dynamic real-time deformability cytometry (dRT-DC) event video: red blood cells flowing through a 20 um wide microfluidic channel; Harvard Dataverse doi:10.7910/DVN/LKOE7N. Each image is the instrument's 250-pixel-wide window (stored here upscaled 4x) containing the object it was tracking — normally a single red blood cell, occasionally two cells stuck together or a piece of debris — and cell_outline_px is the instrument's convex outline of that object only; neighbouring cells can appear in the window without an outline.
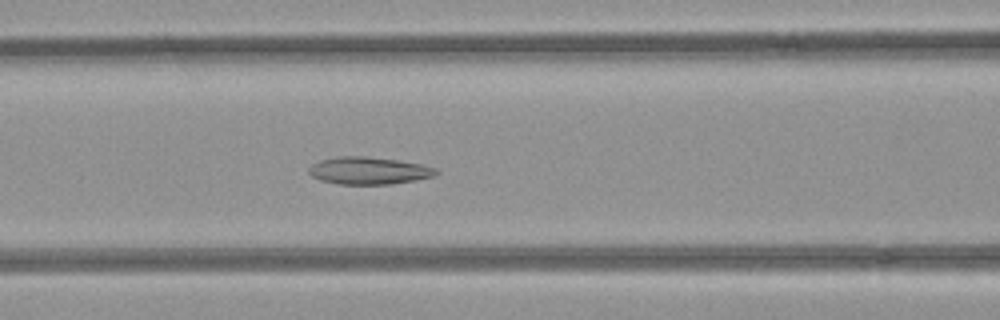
{"species": "common noctule bat (a hibernating species)", "species_latin": "Nyctalus noctula", "temperature_condition": "room temperature", "stored_images_in_passage": 51, "camera_frame_rate_fps": 3000, "um_per_image_px": 0.085, "animal": {"sex": "female", "body_mass_g": 21.9}, "frame": {"image": 1, "passage_image": 21, "time_ms": 6.667, "image_size_px": [1000, 320], "cell_outline_px": [[440, 172], [432, 176], [416, 180], [392, 184], [340, 184], [320, 180], [312, 176], [308, 172], [308, 168], [312, 164], [320, 160], [336, 156], [364, 156], [396, 160], [420, 164], [436, 168]], "centroid_in_image_um": [31.32, 14.5], "position_along_channel_um": 135.3, "area_um2": 20.23}}
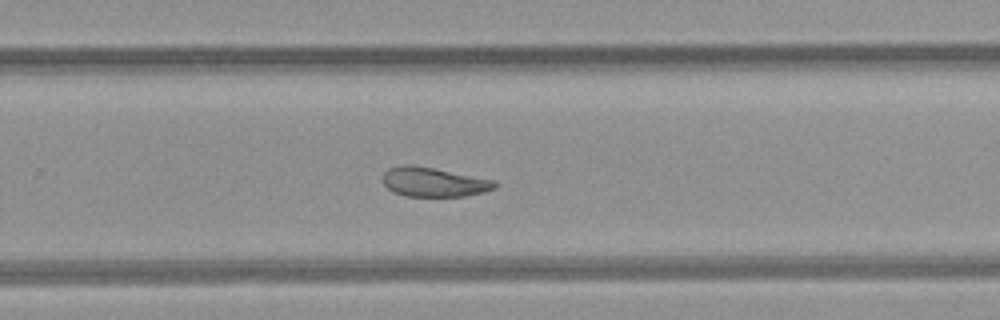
{"frame": {"image": 2, "passage_image": 33, "time_ms": 10.667, "image_size_px": [1000, 320], "cell_outline_px": [[496, 188], [484, 192], [464, 196], [404, 196], [392, 192], [384, 184], [384, 172], [388, 168], [400, 164], [412, 164], [496, 180]], "centroid_in_image_um": [36.86, 15.47], "position_along_channel_um": 292.9, "area_um2": 19.25}}
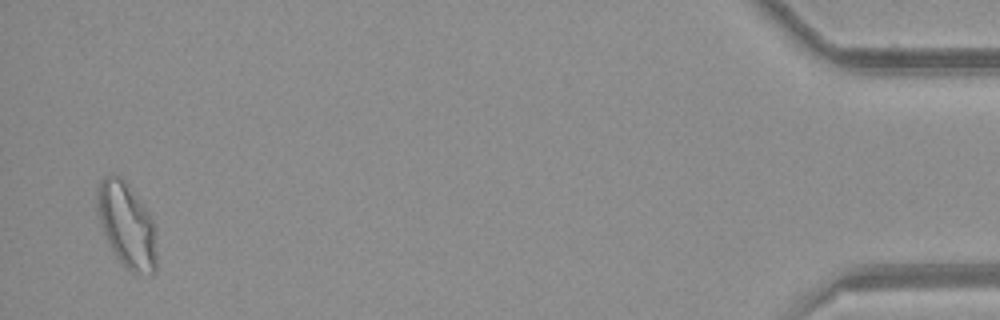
{"frame": {"image": 3, "passage_image": 50, "time_ms": 16.333, "image_size_px": [1000, 320], "cell_outline_px": [[156, 272], [132, 272], [116, 256], [104, 232], [96, 204], [100, 180], [104, 176], [112, 172], [120, 176], [148, 212], [156, 228]], "centroid_in_image_um": [10.79, 19.11], "position_along_channel_um": 424.4, "area_um2": 28.67}, "authors_computed_cell_mechanics": {"area_um2": 22.5998, "velocity_mm_per_s": 3.9524, "shape_relaxation_time_tau1_ms": null, "shape_relaxation_time_tau2_ms": 2.4105, "deformation_change_tau1": null, "deformation_change_tau2": 0.0943}}